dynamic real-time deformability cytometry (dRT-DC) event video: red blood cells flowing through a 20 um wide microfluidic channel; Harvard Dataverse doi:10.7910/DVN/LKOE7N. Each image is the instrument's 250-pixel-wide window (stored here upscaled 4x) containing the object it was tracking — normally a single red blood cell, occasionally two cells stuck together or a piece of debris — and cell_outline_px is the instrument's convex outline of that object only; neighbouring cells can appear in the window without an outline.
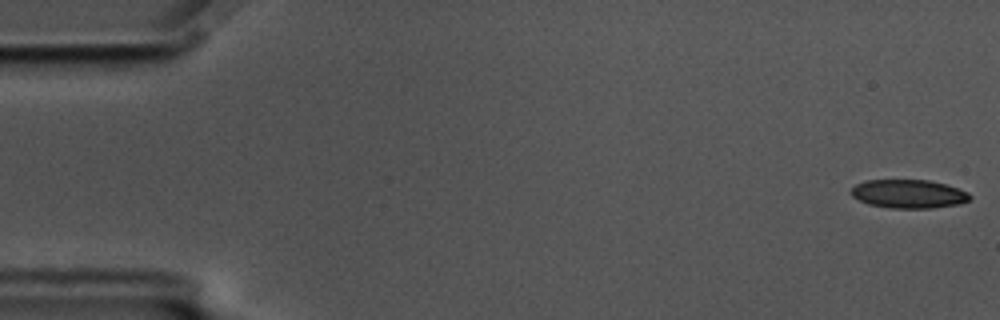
{"species": "common noctule bat (a hibernating species)", "species_latin": "Nyctalus noctula", "temperature_condition": "cold", "stored_images_in_passage": 58, "camera_frame_rate_fps": 3000, "um_per_image_px": 0.085, "animal": {"sex": "male", "body_mass_g": 17.5, "forearm_length_mm": 52.3}, "frame": {"image": 1, "passage_image": 1, "time_ms": 0.0, "image_size_px": [1000, 320], "cell_outline_px": [[972, 196], [968, 200], [960, 204], [932, 208], [892, 208], [868, 204], [852, 196], [848, 192], [856, 184], [864, 180], [928, 180], [944, 184], [968, 192]], "centroid_in_image_um": [77.21, 16.48], "position_along_channel_um": 7.8, "area_um2": 19.77}}
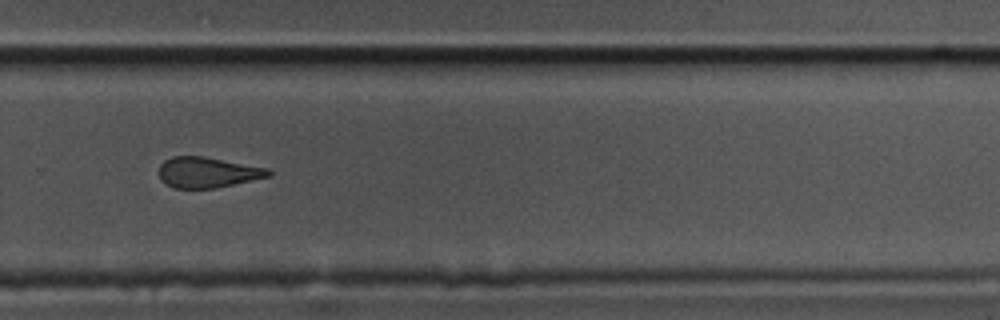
{"frame": {"image": 2, "passage_image": 39, "time_ms": 12.667, "image_size_px": [1000, 320], "cell_outline_px": [[272, 176], [216, 188], [172, 188], [160, 180], [160, 164], [164, 160], [172, 156], [204, 156], [268, 168], [272, 172]], "centroid_in_image_um": [17.65, 14.65], "position_along_channel_um": 312.2, "area_um2": 19.65}}
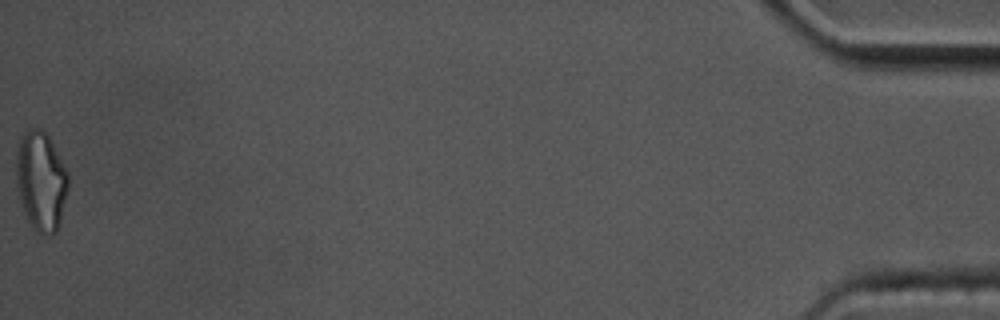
{"frame": {"image": 3, "passage_image": 58, "time_ms": 19.0, "image_size_px": [1000, 320], "cell_outline_px": [[68, 188], [60, 224], [56, 232], [52, 236], [44, 236], [36, 232], [32, 228], [24, 212], [16, 184], [16, 152], [20, 136], [24, 128], [40, 128], [48, 136], [68, 172]], "centroid_in_image_um": [3.47, 15.4], "position_along_channel_um": 431.7, "area_um2": 30.58}, "authors_computed_cell_mechanics": {"area_um2": 21.0681, "velocity_mm_per_s": 3.4723, "shape_relaxation_time_tau1_ms": 9.232, "shape_relaxation_time_tau2_ms": 5.5276, "deformation_change_tau1": 0.1473, "deformation_change_tau2": 0.1455}}